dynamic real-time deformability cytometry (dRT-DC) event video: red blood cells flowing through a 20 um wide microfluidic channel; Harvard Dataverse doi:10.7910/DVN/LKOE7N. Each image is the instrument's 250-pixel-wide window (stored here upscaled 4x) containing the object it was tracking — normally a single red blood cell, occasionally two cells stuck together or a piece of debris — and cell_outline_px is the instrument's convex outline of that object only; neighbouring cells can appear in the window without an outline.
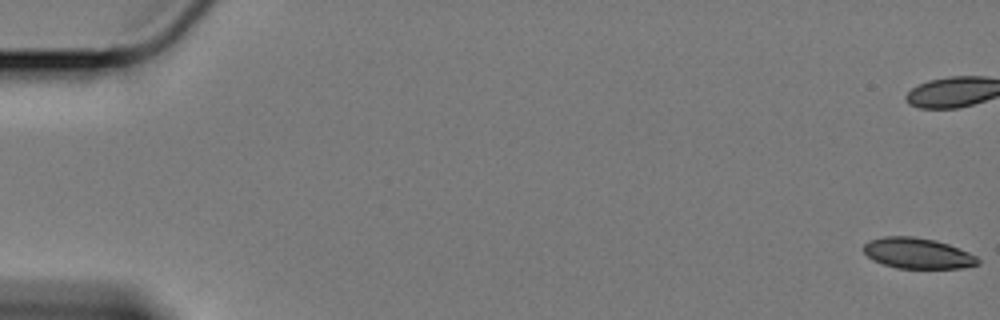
{"species": "Egyptian fruit bat (a non-hibernating species)", "species_latin": "Rousettus aegyptiacus", "temperature_condition": "cold", "stored_images_in_passage": 61, "camera_frame_rate_fps": 3000, "um_per_image_px": 0.085, "animal": {"sex": "female"}, "frame": {"image": 1, "passage_image": 1, "time_ms": 0.0, "image_size_px": [1000, 320], "cell_outline_px": [[980, 264], [960, 268], [896, 268], [872, 260], [864, 252], [864, 244], [868, 240], [884, 236], [912, 236], [936, 240], [948, 244], [968, 252], [976, 256], [980, 260]], "centroid_in_image_um": [77.99, 21.52], "position_along_channel_um": 7.0, "area_um2": 20.46}}
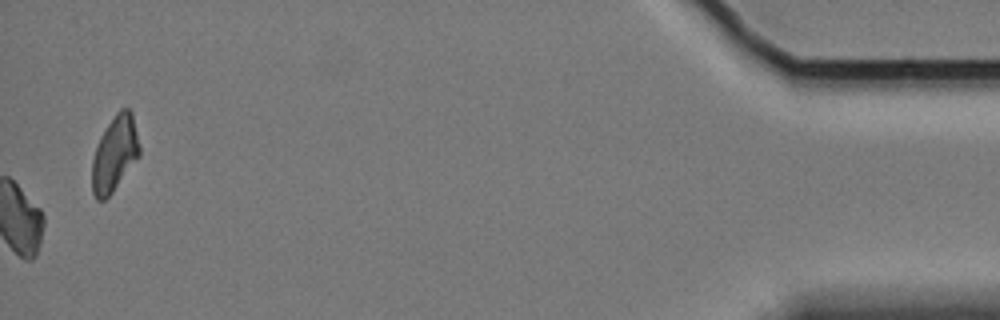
{"frame": {"image": 2, "passage_image": 61, "time_ms": 20.0, "image_size_px": [1000, 320], "cell_outline_px": [[140, 156], [112, 192], [104, 200], [96, 200], [92, 192], [92, 160], [100, 136], [116, 112], [120, 108], [128, 108], [132, 112], [140, 148]], "centroid_in_image_um": [9.75, 13.07], "position_along_channel_um": 425.5, "area_um2": 20.75}, "authors_computed_cell_mechanics": {"area_um2": 22.0796, "velocity_mm_per_s": 3.3857, "shape_relaxation_time_tau1_ms": 6.9069, "shape_relaxation_time_tau2_ms": null, "deformation_change_tau1": 0.1158, "deformation_change_tau2": null}}